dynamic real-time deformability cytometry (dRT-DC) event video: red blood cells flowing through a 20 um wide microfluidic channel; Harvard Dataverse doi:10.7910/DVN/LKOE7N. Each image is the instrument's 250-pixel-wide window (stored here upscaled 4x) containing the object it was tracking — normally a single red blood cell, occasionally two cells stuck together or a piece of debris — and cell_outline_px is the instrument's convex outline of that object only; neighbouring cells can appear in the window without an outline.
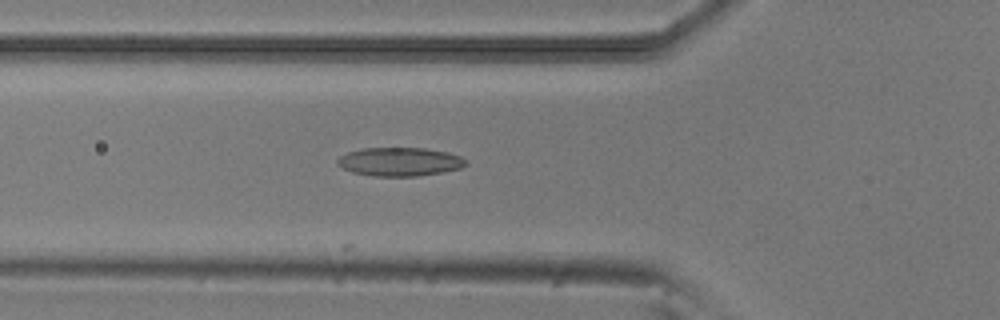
{"species": "common noctule bat (a hibernating species)", "species_latin": "Nyctalus noctula", "temperature_condition": "room temperature", "stored_images_in_passage": 8, "camera_frame_rate_fps": 3000, "um_per_image_px": 0.085, "animal": {"sex": "male", "body_mass_g": 20.5, "forearm_length_mm": 52.5}, "frame": {"image": 1, "passage_image": 3, "time_ms": 0.667, "image_size_px": [1000, 320], "cell_outline_px": [[468, 164], [460, 168], [444, 172], [416, 176], [372, 176], [352, 172], [336, 164], [336, 160], [340, 156], [348, 152], [364, 148], [424, 148], [448, 152], [460, 156], [468, 160]], "centroid_in_image_um": [34.0, 13.75], "position_along_channel_um": 91.8, "area_um2": 21.5}}